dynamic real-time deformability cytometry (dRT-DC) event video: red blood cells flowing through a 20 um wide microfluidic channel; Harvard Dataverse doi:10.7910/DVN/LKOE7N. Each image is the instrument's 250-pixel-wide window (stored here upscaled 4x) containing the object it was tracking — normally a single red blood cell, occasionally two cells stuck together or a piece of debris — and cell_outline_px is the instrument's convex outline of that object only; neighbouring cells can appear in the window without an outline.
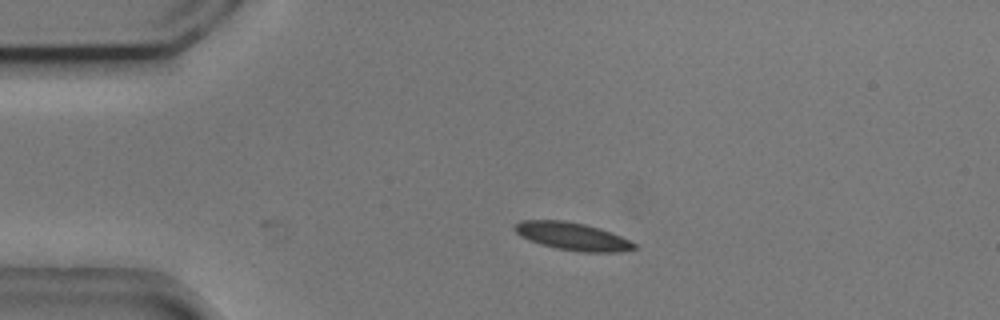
{"species": "common noctule bat (a hibernating species)", "species_latin": "Nyctalus noctula", "temperature_condition": "cold", "stored_images_in_passage": 2, "camera_frame_rate_fps": 3000, "um_per_image_px": 0.085, "animal": {"sex": "male", "body_mass_g": 20.5, "forearm_length_mm": 52.5}, "frame": {"image": 1, "passage_image": 2, "time_ms": 0.333, "image_size_px": [1000, 320], "cell_outline_px": [[640, 248], [620, 252], [576, 252], [556, 248], [528, 240], [520, 236], [512, 228], [520, 220], [564, 220], [584, 224], [600, 228], [620, 236], [636, 244]], "centroid_in_image_um": [48.66, 20.09], "position_along_channel_um": 36.3, "area_um2": 19.42}}